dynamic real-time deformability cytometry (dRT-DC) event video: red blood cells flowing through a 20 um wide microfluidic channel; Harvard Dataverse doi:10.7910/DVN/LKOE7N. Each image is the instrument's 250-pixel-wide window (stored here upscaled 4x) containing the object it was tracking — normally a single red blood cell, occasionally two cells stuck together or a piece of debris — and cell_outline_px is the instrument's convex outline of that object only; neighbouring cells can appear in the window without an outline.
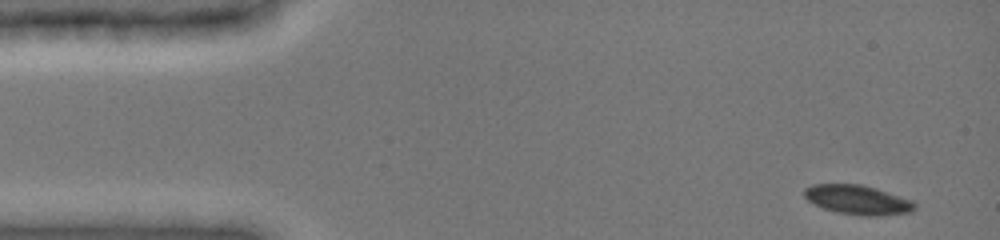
{"species": "common noctule bat (a hibernating species)", "species_latin": "Nyctalus noctula", "temperature_condition": "cold", "stored_images_in_passage": 7, "camera_frame_rate_fps": 3000, "um_per_image_px": 0.085, "animal": {"sex": "female", "body_mass_g": 19.0, "forearm_length_mm": 51.5}, "frame": {"image": 1, "passage_image": 1, "time_ms": 0.0, "image_size_px": [1000, 240], "cell_outline_px": [[916, 208], [912, 212], [880, 216], [860, 216], [836, 212], [824, 208], [808, 200], [804, 196], [804, 188], [812, 184], [860, 184], [876, 188], [912, 200], [916, 204]], "centroid_in_image_um": [72.93, 16.99], "position_along_channel_um": 12.1, "area_um2": 19.02}}
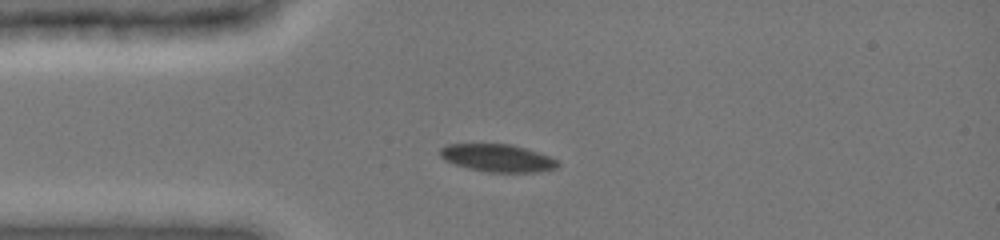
{"frame": {"image": 2, "passage_image": 4, "time_ms": 3.0, "image_size_px": [1000, 240], "cell_outline_px": [[560, 164], [556, 168], [536, 172], [488, 172], [468, 168], [444, 160], [440, 156], [440, 148], [448, 144], [512, 144], [548, 156], [556, 160]], "centroid_in_image_um": [42.27, 13.43], "position_along_channel_um": 42.7, "area_um2": 18.73}}
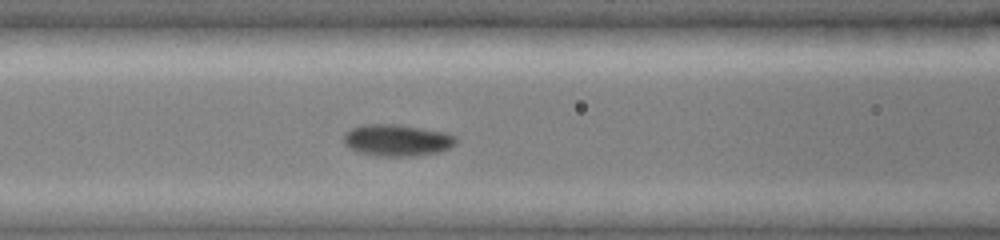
{"frame": {"image": 3, "passage_image": 7, "time_ms": 5.667, "image_size_px": [1000, 240], "cell_outline_px": [[456, 144], [448, 148], [436, 152], [416, 156], [380, 156], [360, 152], [344, 144], [344, 132], [360, 124], [400, 124], [444, 132], [456, 136]], "centroid_in_image_um": [33.74, 11.9], "position_along_channel_um": 132.9, "area_um2": 20.69}}